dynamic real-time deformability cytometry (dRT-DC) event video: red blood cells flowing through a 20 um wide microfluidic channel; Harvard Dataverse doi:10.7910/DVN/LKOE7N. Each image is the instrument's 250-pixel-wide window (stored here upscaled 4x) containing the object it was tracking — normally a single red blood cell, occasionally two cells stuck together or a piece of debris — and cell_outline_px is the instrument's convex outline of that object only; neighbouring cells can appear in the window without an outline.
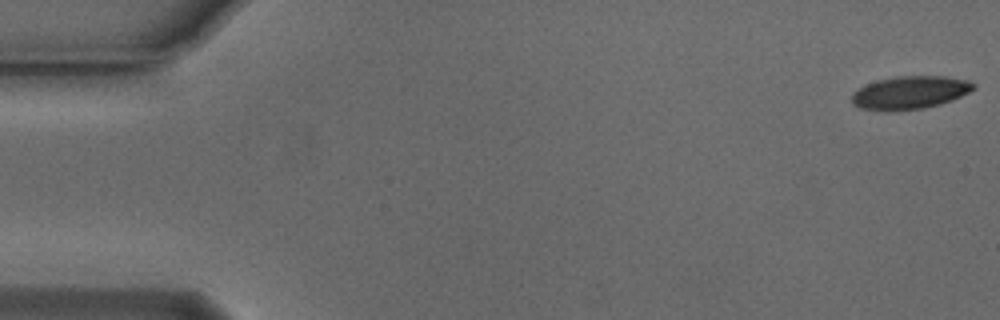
{"species": "Egyptian fruit bat (a non-hibernating species)", "species_latin": "Rousettus aegyptiacus", "temperature_condition": "cold", "stored_images_in_passage": 6, "camera_frame_rate_fps": 3000, "um_per_image_px": 0.085, "animal": {"sex": "male"}, "frame": {"image": 1, "passage_image": 1, "time_ms": 0.0, "image_size_px": [1000, 320], "cell_outline_px": [[976, 88], [952, 100], [940, 104], [924, 108], [860, 108], [852, 104], [852, 92], [876, 80], [896, 76], [944, 76], [968, 80], [976, 84]], "centroid_in_image_um": [77.4, 7.82], "position_along_channel_um": 7.6, "area_um2": 22.66}}